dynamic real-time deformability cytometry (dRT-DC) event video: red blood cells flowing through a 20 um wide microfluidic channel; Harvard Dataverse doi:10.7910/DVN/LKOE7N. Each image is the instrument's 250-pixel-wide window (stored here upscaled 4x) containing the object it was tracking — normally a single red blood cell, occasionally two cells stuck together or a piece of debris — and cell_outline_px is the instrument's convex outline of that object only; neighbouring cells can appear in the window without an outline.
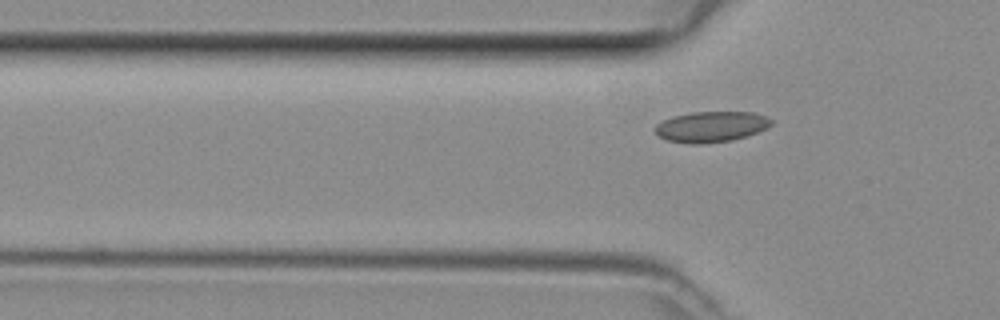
{"species": "common noctule bat (a hibernating species)", "species_latin": "Nyctalus noctula", "temperature_condition": "room temperature", "stored_images_in_passage": 5, "camera_frame_rate_fps": 3000, "um_per_image_px": 0.085, "animal": {"sex": "female", "body_mass_g": 29.2, "forearm_length_mm": 56.3}, "frame": {"image": 1, "passage_image": 4, "time_ms": 1.0, "image_size_px": [1000, 320], "cell_outline_px": [[772, 124], [768, 128], [732, 140], [700, 144], [688, 144], [668, 140], [660, 136], [656, 132], [656, 124], [672, 116], [692, 112], [752, 112], [768, 116], [772, 120]], "centroid_in_image_um": [60.47, 10.76], "position_along_channel_um": 65.3, "area_um2": 20.69}}
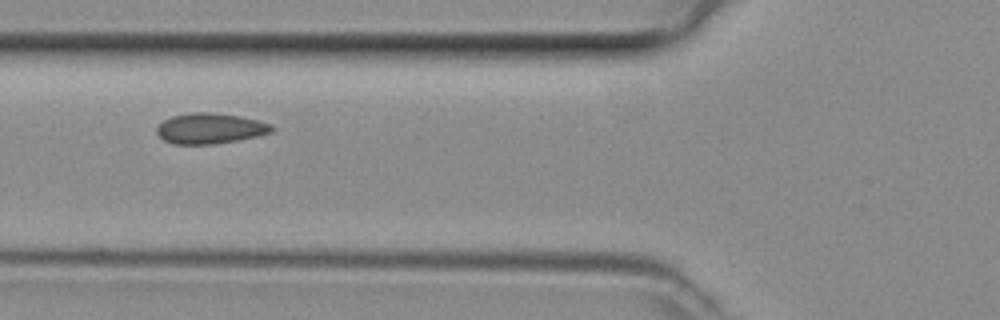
{"frame": {"image": 2, "passage_image": 5, "time_ms": 1.333, "image_size_px": [1000, 320], "cell_outline_px": [[276, 128], [272, 132], [256, 136], [236, 140], [212, 144], [172, 144], [164, 140], [156, 132], [156, 128], [164, 120], [172, 116], [192, 112], [212, 112], [240, 116], [272, 124]], "centroid_in_image_um": [17.86, 10.91], "position_along_channel_um": 107.9, "area_um2": 20.4}}